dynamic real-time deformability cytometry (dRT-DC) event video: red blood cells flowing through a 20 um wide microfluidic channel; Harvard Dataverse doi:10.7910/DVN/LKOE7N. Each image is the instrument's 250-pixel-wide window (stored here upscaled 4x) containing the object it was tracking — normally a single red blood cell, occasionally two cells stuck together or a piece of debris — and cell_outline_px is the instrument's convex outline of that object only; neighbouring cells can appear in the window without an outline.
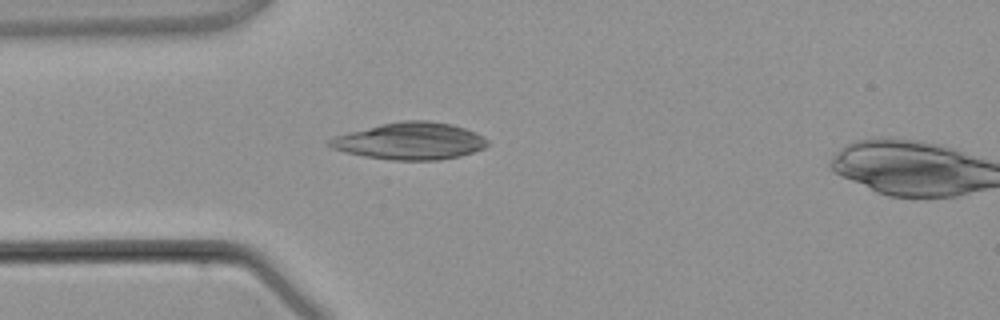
{"species": "common noctule bat (a hibernating species)", "species_latin": "Nyctalus noctula", "temperature_condition": "warm", "stored_images_in_passage": 4, "camera_frame_rate_fps": 3000, "um_per_image_px": 0.085, "animal": {"sex": "male", "body_mass_g": 21.5, "forearm_length_mm": 52.0}, "frame": {"image": 1, "passage_image": 3, "time_ms": 2.667, "image_size_px": [1000, 320], "cell_outline_px": [[488, 144], [484, 148], [460, 156], [440, 160], [392, 160], [364, 156], [344, 152], [332, 148], [328, 144], [328, 140], [332, 136], [380, 124], [404, 120], [428, 120], [452, 124], [476, 132], [484, 136], [488, 140]], "centroid_in_image_um": [34.86, 11.98], "position_along_channel_um": 50.1, "area_um2": 34.22}}